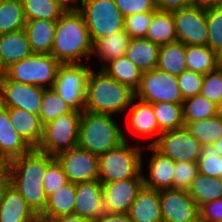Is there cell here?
I'll list each match as a JSON object with an SVG mask.
<instances>
[{"mask_svg": "<svg viewBox=\"0 0 222 222\" xmlns=\"http://www.w3.org/2000/svg\"><path fill=\"white\" fill-rule=\"evenodd\" d=\"M6 166L10 173L11 184L39 217L47 203L43 185L47 153L32 148L28 153L6 163Z\"/></svg>", "mask_w": 222, "mask_h": 222, "instance_id": "6da1fadb", "label": "cell"}, {"mask_svg": "<svg viewBox=\"0 0 222 222\" xmlns=\"http://www.w3.org/2000/svg\"><path fill=\"white\" fill-rule=\"evenodd\" d=\"M92 45L83 14L75 4L68 7L57 20L51 55L61 64H80L93 55Z\"/></svg>", "mask_w": 222, "mask_h": 222, "instance_id": "7a4b0ae2", "label": "cell"}, {"mask_svg": "<svg viewBox=\"0 0 222 222\" xmlns=\"http://www.w3.org/2000/svg\"><path fill=\"white\" fill-rule=\"evenodd\" d=\"M135 91L100 69L90 70L87 78L84 110L95 114H116L130 107Z\"/></svg>", "mask_w": 222, "mask_h": 222, "instance_id": "3957f363", "label": "cell"}, {"mask_svg": "<svg viewBox=\"0 0 222 222\" xmlns=\"http://www.w3.org/2000/svg\"><path fill=\"white\" fill-rule=\"evenodd\" d=\"M123 131L110 114L82 111L79 122L78 147L100 156L126 141Z\"/></svg>", "mask_w": 222, "mask_h": 222, "instance_id": "277c9868", "label": "cell"}, {"mask_svg": "<svg viewBox=\"0 0 222 222\" xmlns=\"http://www.w3.org/2000/svg\"><path fill=\"white\" fill-rule=\"evenodd\" d=\"M139 146H129L127 140L120 146L98 156L99 181H113L143 178L142 156Z\"/></svg>", "mask_w": 222, "mask_h": 222, "instance_id": "5b68a950", "label": "cell"}, {"mask_svg": "<svg viewBox=\"0 0 222 222\" xmlns=\"http://www.w3.org/2000/svg\"><path fill=\"white\" fill-rule=\"evenodd\" d=\"M79 0H76L78 2ZM76 8L83 14L92 44L124 30L125 17L114 0H80Z\"/></svg>", "mask_w": 222, "mask_h": 222, "instance_id": "8992f818", "label": "cell"}, {"mask_svg": "<svg viewBox=\"0 0 222 222\" xmlns=\"http://www.w3.org/2000/svg\"><path fill=\"white\" fill-rule=\"evenodd\" d=\"M60 65L51 54H32L12 64L3 73L10 80L46 89L53 87Z\"/></svg>", "mask_w": 222, "mask_h": 222, "instance_id": "52a82bcc", "label": "cell"}, {"mask_svg": "<svg viewBox=\"0 0 222 222\" xmlns=\"http://www.w3.org/2000/svg\"><path fill=\"white\" fill-rule=\"evenodd\" d=\"M81 114V111L72 109L43 125L42 139L36 149L55 157L62 151L77 147Z\"/></svg>", "mask_w": 222, "mask_h": 222, "instance_id": "ba28073f", "label": "cell"}, {"mask_svg": "<svg viewBox=\"0 0 222 222\" xmlns=\"http://www.w3.org/2000/svg\"><path fill=\"white\" fill-rule=\"evenodd\" d=\"M91 68L88 65L61 64L52 87L73 110L83 111L86 99L87 78Z\"/></svg>", "mask_w": 222, "mask_h": 222, "instance_id": "9c48e42d", "label": "cell"}, {"mask_svg": "<svg viewBox=\"0 0 222 222\" xmlns=\"http://www.w3.org/2000/svg\"><path fill=\"white\" fill-rule=\"evenodd\" d=\"M135 98L148 103L169 102L183 104L177 77L157 68L143 72Z\"/></svg>", "mask_w": 222, "mask_h": 222, "instance_id": "30bf717a", "label": "cell"}, {"mask_svg": "<svg viewBox=\"0 0 222 222\" xmlns=\"http://www.w3.org/2000/svg\"><path fill=\"white\" fill-rule=\"evenodd\" d=\"M177 41L184 45L208 46L206 7L199 4L172 11Z\"/></svg>", "mask_w": 222, "mask_h": 222, "instance_id": "8fae6325", "label": "cell"}, {"mask_svg": "<svg viewBox=\"0 0 222 222\" xmlns=\"http://www.w3.org/2000/svg\"><path fill=\"white\" fill-rule=\"evenodd\" d=\"M152 145L162 155L174 162H197L201 154V143L186 127L164 131Z\"/></svg>", "mask_w": 222, "mask_h": 222, "instance_id": "7c38bea8", "label": "cell"}, {"mask_svg": "<svg viewBox=\"0 0 222 222\" xmlns=\"http://www.w3.org/2000/svg\"><path fill=\"white\" fill-rule=\"evenodd\" d=\"M44 89L10 80L0 73V104L6 108H20L38 116Z\"/></svg>", "mask_w": 222, "mask_h": 222, "instance_id": "4fadbf2b", "label": "cell"}, {"mask_svg": "<svg viewBox=\"0 0 222 222\" xmlns=\"http://www.w3.org/2000/svg\"><path fill=\"white\" fill-rule=\"evenodd\" d=\"M71 183L99 180L98 156L80 147L62 151L55 156Z\"/></svg>", "mask_w": 222, "mask_h": 222, "instance_id": "5bb4252c", "label": "cell"}, {"mask_svg": "<svg viewBox=\"0 0 222 222\" xmlns=\"http://www.w3.org/2000/svg\"><path fill=\"white\" fill-rule=\"evenodd\" d=\"M163 222H199V208L186 190L159 191Z\"/></svg>", "mask_w": 222, "mask_h": 222, "instance_id": "9a60e30c", "label": "cell"}, {"mask_svg": "<svg viewBox=\"0 0 222 222\" xmlns=\"http://www.w3.org/2000/svg\"><path fill=\"white\" fill-rule=\"evenodd\" d=\"M143 186V178L102 183L104 211L128 214Z\"/></svg>", "mask_w": 222, "mask_h": 222, "instance_id": "2e32d148", "label": "cell"}, {"mask_svg": "<svg viewBox=\"0 0 222 222\" xmlns=\"http://www.w3.org/2000/svg\"><path fill=\"white\" fill-rule=\"evenodd\" d=\"M104 212L102 183L99 180L76 183L73 214L94 222Z\"/></svg>", "mask_w": 222, "mask_h": 222, "instance_id": "e0dca14e", "label": "cell"}, {"mask_svg": "<svg viewBox=\"0 0 222 222\" xmlns=\"http://www.w3.org/2000/svg\"><path fill=\"white\" fill-rule=\"evenodd\" d=\"M31 149L11 124L8 108L0 104V159L6 164Z\"/></svg>", "mask_w": 222, "mask_h": 222, "instance_id": "ac0fdd59", "label": "cell"}, {"mask_svg": "<svg viewBox=\"0 0 222 222\" xmlns=\"http://www.w3.org/2000/svg\"><path fill=\"white\" fill-rule=\"evenodd\" d=\"M152 149L153 154L149 163V177L143 175L144 187L153 190L174 189L175 165L170 157L162 155L152 145H147Z\"/></svg>", "mask_w": 222, "mask_h": 222, "instance_id": "d6986e66", "label": "cell"}, {"mask_svg": "<svg viewBox=\"0 0 222 222\" xmlns=\"http://www.w3.org/2000/svg\"><path fill=\"white\" fill-rule=\"evenodd\" d=\"M33 54L26 31L0 34V73Z\"/></svg>", "mask_w": 222, "mask_h": 222, "instance_id": "ffe728a7", "label": "cell"}, {"mask_svg": "<svg viewBox=\"0 0 222 222\" xmlns=\"http://www.w3.org/2000/svg\"><path fill=\"white\" fill-rule=\"evenodd\" d=\"M0 222H40L19 191L10 184L0 202Z\"/></svg>", "mask_w": 222, "mask_h": 222, "instance_id": "44dd1931", "label": "cell"}, {"mask_svg": "<svg viewBox=\"0 0 222 222\" xmlns=\"http://www.w3.org/2000/svg\"><path fill=\"white\" fill-rule=\"evenodd\" d=\"M132 222H163L159 191L142 187L128 213Z\"/></svg>", "mask_w": 222, "mask_h": 222, "instance_id": "7402d4cb", "label": "cell"}, {"mask_svg": "<svg viewBox=\"0 0 222 222\" xmlns=\"http://www.w3.org/2000/svg\"><path fill=\"white\" fill-rule=\"evenodd\" d=\"M8 113L16 132L31 148H37L43 135L39 117L20 108H8Z\"/></svg>", "mask_w": 222, "mask_h": 222, "instance_id": "603a6c76", "label": "cell"}, {"mask_svg": "<svg viewBox=\"0 0 222 222\" xmlns=\"http://www.w3.org/2000/svg\"><path fill=\"white\" fill-rule=\"evenodd\" d=\"M75 199L76 184L68 182L47 197L45 210L39 216V221L51 222L56 217L73 214Z\"/></svg>", "mask_w": 222, "mask_h": 222, "instance_id": "cb8c5ba5", "label": "cell"}, {"mask_svg": "<svg viewBox=\"0 0 222 222\" xmlns=\"http://www.w3.org/2000/svg\"><path fill=\"white\" fill-rule=\"evenodd\" d=\"M57 21L28 20L24 26L33 54H51Z\"/></svg>", "mask_w": 222, "mask_h": 222, "instance_id": "d4e9b609", "label": "cell"}, {"mask_svg": "<svg viewBox=\"0 0 222 222\" xmlns=\"http://www.w3.org/2000/svg\"><path fill=\"white\" fill-rule=\"evenodd\" d=\"M160 46L147 38L131 39L125 52L127 57L143 73L155 69Z\"/></svg>", "mask_w": 222, "mask_h": 222, "instance_id": "484cf974", "label": "cell"}, {"mask_svg": "<svg viewBox=\"0 0 222 222\" xmlns=\"http://www.w3.org/2000/svg\"><path fill=\"white\" fill-rule=\"evenodd\" d=\"M137 101V103L133 101ZM130 109V125L131 128L140 134L143 135H152L156 137L155 141L148 145H153L156 140L158 139V136L162 133L159 130L157 119L153 110L152 103H148L145 101H142L137 98H133L131 105L129 107Z\"/></svg>", "mask_w": 222, "mask_h": 222, "instance_id": "4316f807", "label": "cell"}, {"mask_svg": "<svg viewBox=\"0 0 222 222\" xmlns=\"http://www.w3.org/2000/svg\"><path fill=\"white\" fill-rule=\"evenodd\" d=\"M131 38L125 30L103 37L95 41L92 45V53H97L102 64V68L110 61L125 56L126 49Z\"/></svg>", "mask_w": 222, "mask_h": 222, "instance_id": "83f0119b", "label": "cell"}, {"mask_svg": "<svg viewBox=\"0 0 222 222\" xmlns=\"http://www.w3.org/2000/svg\"><path fill=\"white\" fill-rule=\"evenodd\" d=\"M156 68L178 77L187 70L186 45L178 41L161 45Z\"/></svg>", "mask_w": 222, "mask_h": 222, "instance_id": "f1b7e54d", "label": "cell"}, {"mask_svg": "<svg viewBox=\"0 0 222 222\" xmlns=\"http://www.w3.org/2000/svg\"><path fill=\"white\" fill-rule=\"evenodd\" d=\"M146 38L159 46L177 42L172 12L156 9L152 16Z\"/></svg>", "mask_w": 222, "mask_h": 222, "instance_id": "f546056e", "label": "cell"}, {"mask_svg": "<svg viewBox=\"0 0 222 222\" xmlns=\"http://www.w3.org/2000/svg\"><path fill=\"white\" fill-rule=\"evenodd\" d=\"M26 21L50 20L57 21L68 9L63 0H21Z\"/></svg>", "mask_w": 222, "mask_h": 222, "instance_id": "4dcf8cb0", "label": "cell"}, {"mask_svg": "<svg viewBox=\"0 0 222 222\" xmlns=\"http://www.w3.org/2000/svg\"><path fill=\"white\" fill-rule=\"evenodd\" d=\"M187 191L200 208L205 203L222 198V178L208 177L198 173Z\"/></svg>", "mask_w": 222, "mask_h": 222, "instance_id": "1f68e13d", "label": "cell"}, {"mask_svg": "<svg viewBox=\"0 0 222 222\" xmlns=\"http://www.w3.org/2000/svg\"><path fill=\"white\" fill-rule=\"evenodd\" d=\"M187 70L205 75L220 66L219 54L208 46L186 45Z\"/></svg>", "mask_w": 222, "mask_h": 222, "instance_id": "d6a6232c", "label": "cell"}, {"mask_svg": "<svg viewBox=\"0 0 222 222\" xmlns=\"http://www.w3.org/2000/svg\"><path fill=\"white\" fill-rule=\"evenodd\" d=\"M109 76L121 84L136 90L141 82L142 72L127 57L122 56L109 62L103 68Z\"/></svg>", "mask_w": 222, "mask_h": 222, "instance_id": "836d02e7", "label": "cell"}, {"mask_svg": "<svg viewBox=\"0 0 222 222\" xmlns=\"http://www.w3.org/2000/svg\"><path fill=\"white\" fill-rule=\"evenodd\" d=\"M26 18L21 0H1L0 2V34L16 32L24 29Z\"/></svg>", "mask_w": 222, "mask_h": 222, "instance_id": "e575fe53", "label": "cell"}, {"mask_svg": "<svg viewBox=\"0 0 222 222\" xmlns=\"http://www.w3.org/2000/svg\"><path fill=\"white\" fill-rule=\"evenodd\" d=\"M152 106L161 132L184 127L182 104L158 102Z\"/></svg>", "mask_w": 222, "mask_h": 222, "instance_id": "d590c367", "label": "cell"}, {"mask_svg": "<svg viewBox=\"0 0 222 222\" xmlns=\"http://www.w3.org/2000/svg\"><path fill=\"white\" fill-rule=\"evenodd\" d=\"M184 126L201 145L213 144L222 136V119L218 115L195 122L184 123Z\"/></svg>", "mask_w": 222, "mask_h": 222, "instance_id": "8d00e7d4", "label": "cell"}, {"mask_svg": "<svg viewBox=\"0 0 222 222\" xmlns=\"http://www.w3.org/2000/svg\"><path fill=\"white\" fill-rule=\"evenodd\" d=\"M182 105L184 123L195 122L217 115L218 106L201 94L185 99Z\"/></svg>", "mask_w": 222, "mask_h": 222, "instance_id": "74e56055", "label": "cell"}, {"mask_svg": "<svg viewBox=\"0 0 222 222\" xmlns=\"http://www.w3.org/2000/svg\"><path fill=\"white\" fill-rule=\"evenodd\" d=\"M71 110L72 108L67 105L55 90L52 88L44 89L38 115L42 125H45L60 115L69 113Z\"/></svg>", "mask_w": 222, "mask_h": 222, "instance_id": "f35d334b", "label": "cell"}, {"mask_svg": "<svg viewBox=\"0 0 222 222\" xmlns=\"http://www.w3.org/2000/svg\"><path fill=\"white\" fill-rule=\"evenodd\" d=\"M208 28V47L220 54L222 52V4L206 7Z\"/></svg>", "mask_w": 222, "mask_h": 222, "instance_id": "ab89813d", "label": "cell"}, {"mask_svg": "<svg viewBox=\"0 0 222 222\" xmlns=\"http://www.w3.org/2000/svg\"><path fill=\"white\" fill-rule=\"evenodd\" d=\"M197 165L200 174L222 178V157L213 144L202 145Z\"/></svg>", "mask_w": 222, "mask_h": 222, "instance_id": "60d3db41", "label": "cell"}, {"mask_svg": "<svg viewBox=\"0 0 222 222\" xmlns=\"http://www.w3.org/2000/svg\"><path fill=\"white\" fill-rule=\"evenodd\" d=\"M63 168L54 156L47 154V168L44 174L43 185L46 197L55 193L60 187L68 183Z\"/></svg>", "mask_w": 222, "mask_h": 222, "instance_id": "b9f144b4", "label": "cell"}, {"mask_svg": "<svg viewBox=\"0 0 222 222\" xmlns=\"http://www.w3.org/2000/svg\"><path fill=\"white\" fill-rule=\"evenodd\" d=\"M206 99L217 106L222 100V67L210 71L204 75L200 92Z\"/></svg>", "mask_w": 222, "mask_h": 222, "instance_id": "7bdbcfd3", "label": "cell"}, {"mask_svg": "<svg viewBox=\"0 0 222 222\" xmlns=\"http://www.w3.org/2000/svg\"><path fill=\"white\" fill-rule=\"evenodd\" d=\"M154 12H144L125 17L124 30L131 39L146 38Z\"/></svg>", "mask_w": 222, "mask_h": 222, "instance_id": "ee69618b", "label": "cell"}, {"mask_svg": "<svg viewBox=\"0 0 222 222\" xmlns=\"http://www.w3.org/2000/svg\"><path fill=\"white\" fill-rule=\"evenodd\" d=\"M198 173L197 162L177 161L174 172V189L187 191Z\"/></svg>", "mask_w": 222, "mask_h": 222, "instance_id": "f6af8a7d", "label": "cell"}, {"mask_svg": "<svg viewBox=\"0 0 222 222\" xmlns=\"http://www.w3.org/2000/svg\"><path fill=\"white\" fill-rule=\"evenodd\" d=\"M204 75L185 70L177 77L179 89L183 99H187L200 94Z\"/></svg>", "mask_w": 222, "mask_h": 222, "instance_id": "bcb514c9", "label": "cell"}, {"mask_svg": "<svg viewBox=\"0 0 222 222\" xmlns=\"http://www.w3.org/2000/svg\"><path fill=\"white\" fill-rule=\"evenodd\" d=\"M114 2L124 17L144 12H154L157 9L155 0H114Z\"/></svg>", "mask_w": 222, "mask_h": 222, "instance_id": "7dc6e473", "label": "cell"}, {"mask_svg": "<svg viewBox=\"0 0 222 222\" xmlns=\"http://www.w3.org/2000/svg\"><path fill=\"white\" fill-rule=\"evenodd\" d=\"M199 222H222V198L199 208Z\"/></svg>", "mask_w": 222, "mask_h": 222, "instance_id": "c3c4849f", "label": "cell"}, {"mask_svg": "<svg viewBox=\"0 0 222 222\" xmlns=\"http://www.w3.org/2000/svg\"><path fill=\"white\" fill-rule=\"evenodd\" d=\"M156 8L162 11H174L197 5V0H155Z\"/></svg>", "mask_w": 222, "mask_h": 222, "instance_id": "681fc988", "label": "cell"}, {"mask_svg": "<svg viewBox=\"0 0 222 222\" xmlns=\"http://www.w3.org/2000/svg\"><path fill=\"white\" fill-rule=\"evenodd\" d=\"M94 222H132L126 213H109L104 212Z\"/></svg>", "mask_w": 222, "mask_h": 222, "instance_id": "f907efd6", "label": "cell"}, {"mask_svg": "<svg viewBox=\"0 0 222 222\" xmlns=\"http://www.w3.org/2000/svg\"><path fill=\"white\" fill-rule=\"evenodd\" d=\"M10 184H11L10 173L8 171L7 166L5 165L0 170V202L4 198L5 192Z\"/></svg>", "mask_w": 222, "mask_h": 222, "instance_id": "816d5d0a", "label": "cell"}, {"mask_svg": "<svg viewBox=\"0 0 222 222\" xmlns=\"http://www.w3.org/2000/svg\"><path fill=\"white\" fill-rule=\"evenodd\" d=\"M51 222H93V221L71 214V215L56 217Z\"/></svg>", "mask_w": 222, "mask_h": 222, "instance_id": "f5cc1de1", "label": "cell"}, {"mask_svg": "<svg viewBox=\"0 0 222 222\" xmlns=\"http://www.w3.org/2000/svg\"><path fill=\"white\" fill-rule=\"evenodd\" d=\"M197 4L207 7L211 5H221L222 0H197Z\"/></svg>", "mask_w": 222, "mask_h": 222, "instance_id": "db71d44e", "label": "cell"}, {"mask_svg": "<svg viewBox=\"0 0 222 222\" xmlns=\"http://www.w3.org/2000/svg\"><path fill=\"white\" fill-rule=\"evenodd\" d=\"M213 145L215 146L216 150L218 151V153L222 157V136L218 140H216L213 143Z\"/></svg>", "mask_w": 222, "mask_h": 222, "instance_id": "11a10c76", "label": "cell"}, {"mask_svg": "<svg viewBox=\"0 0 222 222\" xmlns=\"http://www.w3.org/2000/svg\"><path fill=\"white\" fill-rule=\"evenodd\" d=\"M217 115L222 119V100H221V102L218 104Z\"/></svg>", "mask_w": 222, "mask_h": 222, "instance_id": "9f6ffc18", "label": "cell"}, {"mask_svg": "<svg viewBox=\"0 0 222 222\" xmlns=\"http://www.w3.org/2000/svg\"><path fill=\"white\" fill-rule=\"evenodd\" d=\"M69 7L73 6L74 3H76V0H63ZM72 4V5H70Z\"/></svg>", "mask_w": 222, "mask_h": 222, "instance_id": "6f0895ef", "label": "cell"}, {"mask_svg": "<svg viewBox=\"0 0 222 222\" xmlns=\"http://www.w3.org/2000/svg\"><path fill=\"white\" fill-rule=\"evenodd\" d=\"M6 164L0 159V170L5 166Z\"/></svg>", "mask_w": 222, "mask_h": 222, "instance_id": "680465c9", "label": "cell"}, {"mask_svg": "<svg viewBox=\"0 0 222 222\" xmlns=\"http://www.w3.org/2000/svg\"><path fill=\"white\" fill-rule=\"evenodd\" d=\"M219 58H220V66L222 67V52L219 54Z\"/></svg>", "mask_w": 222, "mask_h": 222, "instance_id": "91938a15", "label": "cell"}]
</instances>
